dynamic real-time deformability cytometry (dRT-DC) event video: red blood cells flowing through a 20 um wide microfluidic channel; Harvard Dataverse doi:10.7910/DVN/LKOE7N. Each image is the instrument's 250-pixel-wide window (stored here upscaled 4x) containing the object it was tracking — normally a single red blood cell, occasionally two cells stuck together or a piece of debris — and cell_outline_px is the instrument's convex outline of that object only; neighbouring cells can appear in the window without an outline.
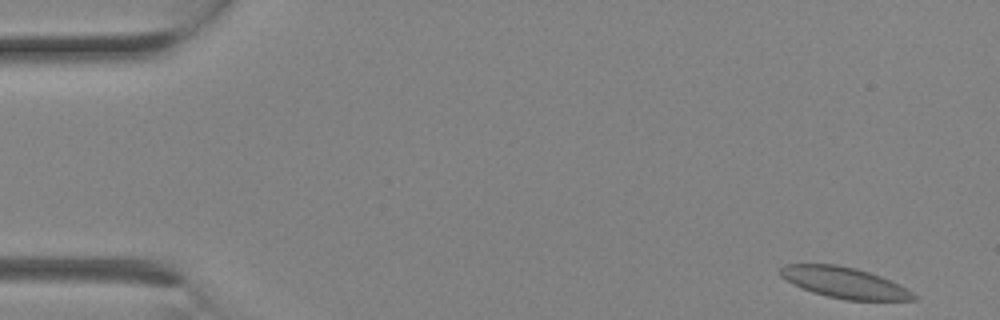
{"species": "Egyptian fruit bat (a non-hibernating species)", "species_latin": "Rousettus aegyptiacus", "temperature_condition": "room temperature", "stored_images_in_passage": 3, "camera_frame_rate_fps": 3000, "um_per_image_px": 0.085, "animal": {"sex": "female"}, "frame": {"image": 1, "passage_image": 1, "time_ms": 0.0, "image_size_px": [1000, 320], "cell_outline_px": [[916, 300], [844, 300], [812, 292], [780, 276], [780, 268], [784, 264], [836, 264], [856, 268], [880, 276], [900, 284], [912, 292], [916, 296]], "centroid_in_image_um": [71.8, 24.02], "position_along_channel_um": 13.2, "area_um2": 23.76}}